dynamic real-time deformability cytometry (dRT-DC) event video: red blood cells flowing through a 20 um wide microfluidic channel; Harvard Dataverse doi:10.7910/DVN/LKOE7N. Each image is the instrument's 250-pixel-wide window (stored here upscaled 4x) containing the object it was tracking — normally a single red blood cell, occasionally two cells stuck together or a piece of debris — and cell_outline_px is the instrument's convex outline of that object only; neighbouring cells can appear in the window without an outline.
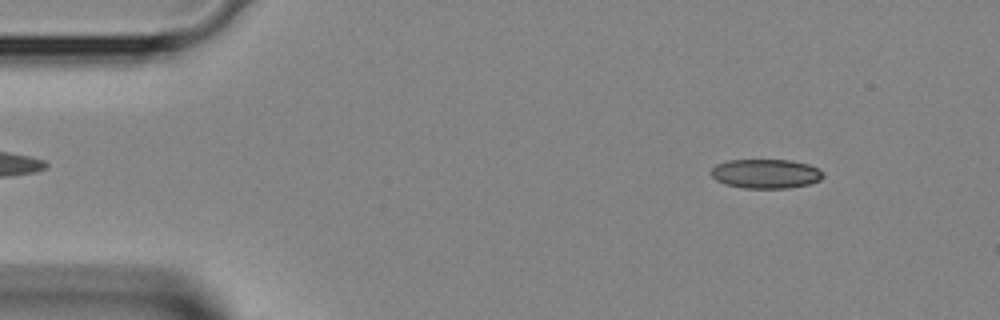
{"species": "Egyptian fruit bat (a non-hibernating species)", "species_latin": "Rousettus aegyptiacus", "temperature_condition": "room temperature", "stored_images_in_passage": 40, "camera_frame_rate_fps": 3000, "um_per_image_px": 0.085, "animal": {"sex": "female"}, "frame": {"image": 1, "passage_image": 3, "time_ms": 0.667, "image_size_px": [1000, 320], "cell_outline_px": [[824, 176], [820, 180], [812, 184], [788, 188], [744, 188], [724, 184], [716, 180], [712, 176], [712, 168], [716, 164], [728, 160], [792, 160], [808, 164], [816, 168]], "centroid_in_image_um": [65.09, 14.77], "position_along_channel_um": 19.9, "area_um2": 19.13}}
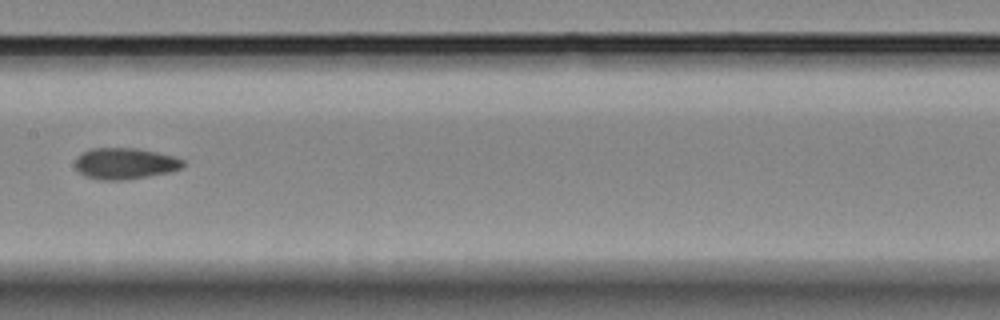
{"frame": {"image": 2, "passage_image": 19, "time_ms": 6.0, "image_size_px": [1000, 320], "cell_outline_px": [[188, 164], [172, 172], [148, 176], [120, 180], [100, 180], [84, 176], [76, 168], [76, 156], [92, 148], [136, 148], [176, 156], [184, 160]], "centroid_in_image_um": [10.67, 13.9], "position_along_channel_um": 196.7, "area_um2": 19.77}}
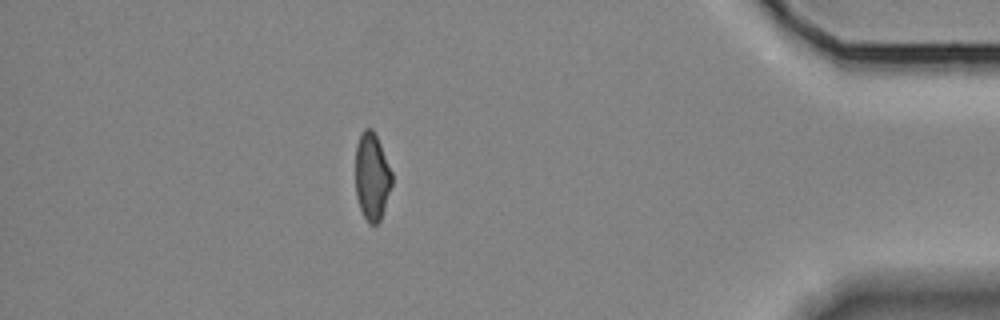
{"frame": {"image": 3, "passage_image": 35, "time_ms": 11.333, "image_size_px": [1000, 320], "cell_outline_px": [[392, 184], [380, 220], [376, 224], [368, 224], [360, 208], [356, 196], [356, 144], [360, 132], [364, 128], [372, 128], [380, 144], [392, 172]], "centroid_in_image_um": [31.6, 14.99], "position_along_channel_um": 403.6, "area_um2": 18.5}}